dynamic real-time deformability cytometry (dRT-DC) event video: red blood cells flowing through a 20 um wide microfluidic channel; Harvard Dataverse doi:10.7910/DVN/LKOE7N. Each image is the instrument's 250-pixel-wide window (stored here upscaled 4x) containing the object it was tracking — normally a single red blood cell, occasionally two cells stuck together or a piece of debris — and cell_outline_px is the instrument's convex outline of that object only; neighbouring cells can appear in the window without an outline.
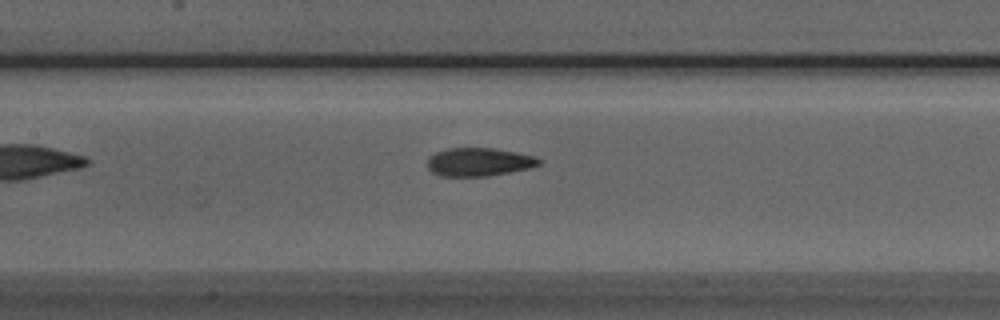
{"species": "Egyptian fruit bat (a non-hibernating species)", "species_latin": "Rousettus aegyptiacus", "temperature_condition": "room temperature", "stored_images_in_passage": 36, "camera_frame_rate_fps": 3000, "um_per_image_px": 0.085, "animal": {"sex": "male"}, "frame": {"image": 1, "passage_image": 8, "time_ms": 2.333, "image_size_px": [1000, 320], "cell_outline_px": [[540, 164], [528, 168], [488, 176], [440, 176], [432, 172], [428, 168], [428, 156], [436, 152], [448, 148], [492, 148], [516, 152], [536, 156], [540, 160]], "centroid_in_image_um": [40.68, 13.76], "position_along_channel_um": 166.7, "area_um2": 18.32}}
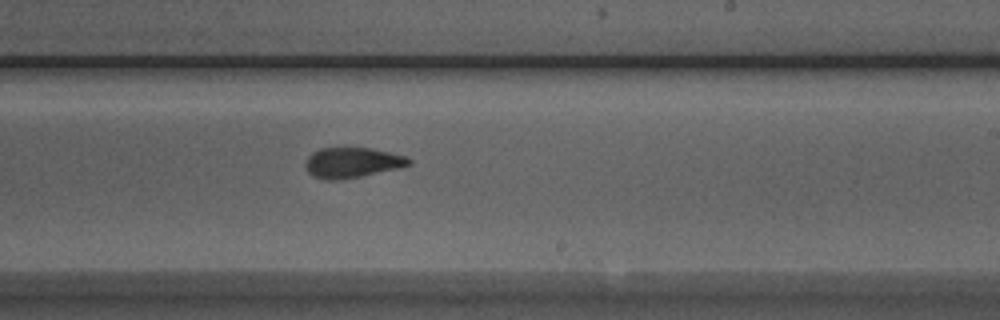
{"frame": {"image": 2, "passage_image": 15, "time_ms": 4.667, "image_size_px": [1000, 320], "cell_outline_px": [[412, 164], [396, 168], [360, 176], [340, 180], [328, 180], [312, 176], [308, 172], [304, 164], [308, 156], [312, 152], [320, 148], [372, 148], [404, 156], [412, 160]], "centroid_in_image_um": [29.89, 13.82], "position_along_channel_um": 259.1, "area_um2": 18.09}}
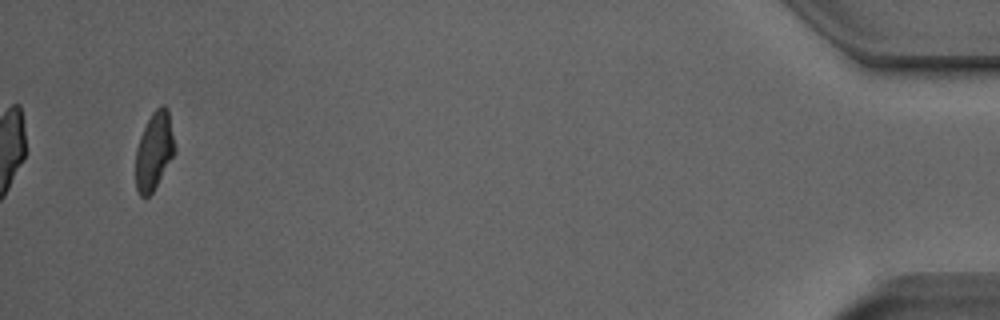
{"frame": {"image": 3, "passage_image": 34, "time_ms": 11.0, "image_size_px": [1000, 320], "cell_outline_px": [[176, 152], [152, 192], [148, 196], [140, 196], [136, 188], [136, 148], [140, 136], [152, 112], [160, 104], [164, 104], [168, 108], [176, 148]], "centroid_in_image_um": [13.12, 12.79], "position_along_channel_um": 422.1, "area_um2": 17.74}}